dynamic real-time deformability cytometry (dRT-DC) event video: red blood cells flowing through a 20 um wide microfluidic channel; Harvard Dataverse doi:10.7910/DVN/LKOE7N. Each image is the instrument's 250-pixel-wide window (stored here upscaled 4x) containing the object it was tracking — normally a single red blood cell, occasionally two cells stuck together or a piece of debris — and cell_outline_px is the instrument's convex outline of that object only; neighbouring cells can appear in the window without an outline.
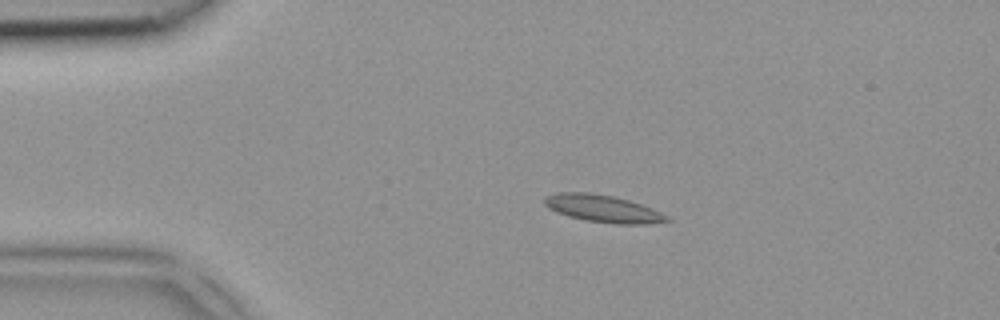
{"species": "common noctule bat (a hibernating species)", "species_latin": "Nyctalus noctula", "temperature_condition": "room temperature", "stored_images_in_passage": 4, "camera_frame_rate_fps": 3000, "um_per_image_px": 0.085, "animal": {"sex": "female", "body_mass_g": 18.4}, "frame": {"image": 1, "passage_image": 3, "time_ms": 0.667, "image_size_px": [1000, 320], "cell_outline_px": [[672, 220], [648, 224], [612, 224], [584, 220], [568, 216], [556, 212], [548, 208], [544, 204], [544, 196], [560, 192], [588, 192], [612, 196], [628, 200], [652, 208], [668, 216]], "centroid_in_image_um": [51.23, 17.74], "position_along_channel_um": 33.8, "area_um2": 19.54}}